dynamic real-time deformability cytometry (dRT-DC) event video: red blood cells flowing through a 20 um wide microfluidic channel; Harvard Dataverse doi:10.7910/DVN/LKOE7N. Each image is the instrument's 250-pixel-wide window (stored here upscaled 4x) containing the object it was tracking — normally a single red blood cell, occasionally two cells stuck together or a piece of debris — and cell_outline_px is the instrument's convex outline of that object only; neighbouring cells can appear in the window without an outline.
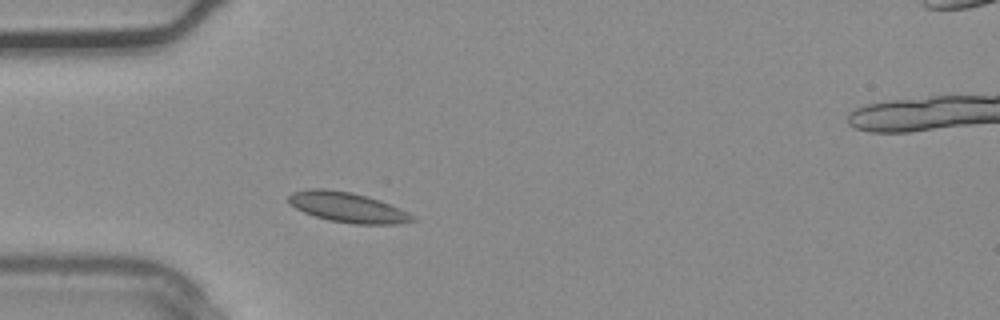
{"species": "common noctule bat (a hibernating species)", "species_latin": "Nyctalus noctula", "temperature_condition": "warm", "stored_images_in_passage": 2, "camera_frame_rate_fps": 3000, "um_per_image_px": 0.085, "animal": {"sex": "male", "body_mass_g": 20.4}, "frame": {"image": 1, "passage_image": 1, "time_ms": 0.0, "image_size_px": [1000, 320], "cell_outline_px": [[416, 220], [400, 224], [356, 224], [328, 220], [304, 212], [296, 208], [288, 200], [288, 196], [292, 192], [308, 188], [324, 188], [352, 192], [368, 196], [380, 200], [412, 216]], "centroid_in_image_um": [29.49, 17.61], "position_along_channel_um": 55.5, "area_um2": 21.44}}